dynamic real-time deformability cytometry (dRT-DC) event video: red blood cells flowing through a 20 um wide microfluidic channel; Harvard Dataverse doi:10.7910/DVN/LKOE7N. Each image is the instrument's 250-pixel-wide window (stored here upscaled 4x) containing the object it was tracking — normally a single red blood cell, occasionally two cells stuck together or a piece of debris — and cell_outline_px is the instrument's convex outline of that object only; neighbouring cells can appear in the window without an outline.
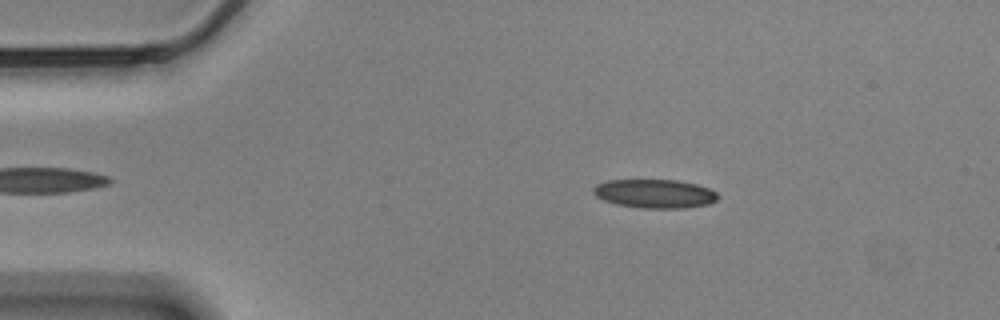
{"species": "Egyptian fruit bat (a non-hibernating species)", "species_latin": "Rousettus aegyptiacus", "temperature_condition": "cold", "stored_images_in_passage": 55, "camera_frame_rate_fps": 3000, "um_per_image_px": 0.085, "animal": {"sex": "male"}, "frame": {"image": 1, "passage_image": 8, "time_ms": 2.333, "image_size_px": [1000, 320], "cell_outline_px": [[720, 196], [716, 200], [708, 204], [684, 208], [640, 208], [616, 204], [604, 200], [596, 196], [592, 192], [592, 188], [596, 184], [608, 180], [676, 180], [696, 184], [708, 188], [716, 192]], "centroid_in_image_um": [55.63, 16.46], "position_along_channel_um": 29.4, "area_um2": 20.92}}
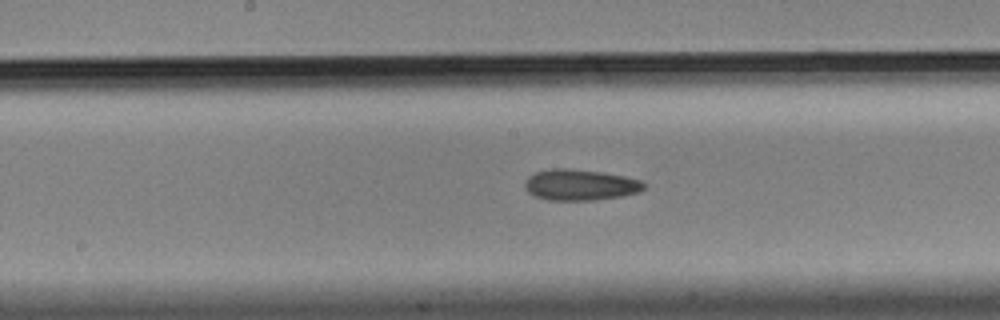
{"frame": {"image": 2, "passage_image": 27, "time_ms": 8.667, "image_size_px": [1000, 320], "cell_outline_px": [[644, 188], [640, 192], [624, 196], [596, 200], [548, 200], [536, 196], [528, 192], [524, 188], [524, 184], [528, 176], [536, 172], [552, 168], [568, 168], [600, 172], [624, 176], [640, 180], [644, 184]], "centroid_in_image_um": [49.31, 15.72], "position_along_channel_um": 198.9, "area_um2": 21.56}}
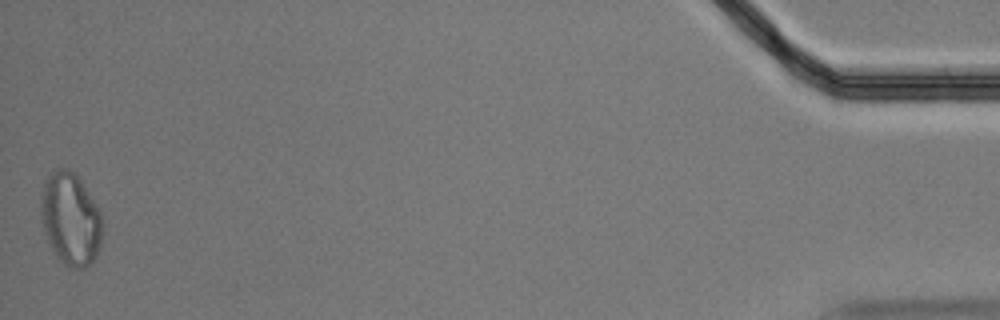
{"frame": {"image": 3, "passage_image": 55, "time_ms": 18.0, "image_size_px": [1000, 320], "cell_outline_px": [[104, 228], [100, 248], [92, 264], [84, 268], [64, 268], [56, 256], [44, 232], [40, 220], [40, 196], [44, 180], [56, 168], [68, 168], [76, 172], [100, 212], [104, 220]], "centroid_in_image_um": [6.0, 18.63], "position_along_channel_um": 429.2, "area_um2": 34.16}, "authors_computed_cell_mechanics": {"area_um2": 21.4438, "velocity_mm_per_s": 3.4695, "shape_relaxation_time_tau1_ms": 8.084, "shape_relaxation_time_tau2_ms": null, "deformation_change_tau1": 0.1019, "deformation_change_tau2": null}}